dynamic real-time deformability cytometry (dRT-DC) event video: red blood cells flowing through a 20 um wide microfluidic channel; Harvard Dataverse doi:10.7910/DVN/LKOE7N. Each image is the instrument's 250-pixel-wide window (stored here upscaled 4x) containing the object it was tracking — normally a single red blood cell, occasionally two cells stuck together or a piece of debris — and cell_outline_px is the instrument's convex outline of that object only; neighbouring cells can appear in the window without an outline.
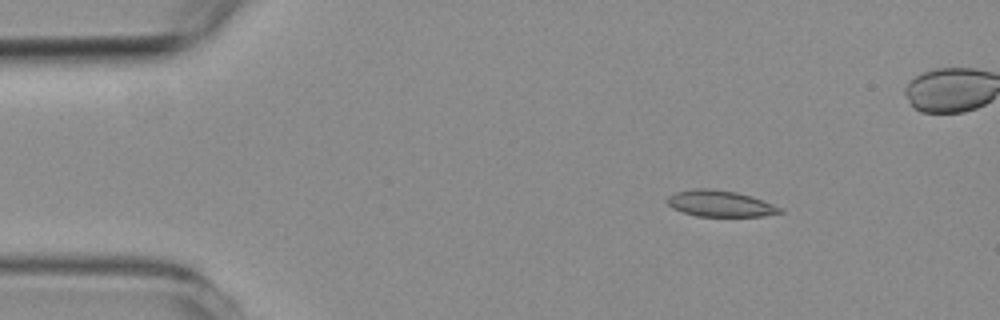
{"species": "common noctule bat (a hibernating species)", "species_latin": "Nyctalus noctula", "temperature_condition": "room temperature", "stored_images_in_passage": 4, "camera_frame_rate_fps": 3000, "um_per_image_px": 0.085, "animal": {"sex": "female", "body_mass_g": 19.3, "forearm_length_mm": 54.1}, "frame": {"image": 1, "passage_image": 1, "time_ms": 0.0, "image_size_px": [1000, 320], "cell_outline_px": [[784, 212], [764, 216], [696, 216], [672, 208], [664, 200], [668, 196], [676, 192], [696, 188], [708, 188], [736, 192], [752, 196], [784, 208]], "centroid_in_image_um": [61.23, 17.3], "position_along_channel_um": 23.8, "area_um2": 17.34}}